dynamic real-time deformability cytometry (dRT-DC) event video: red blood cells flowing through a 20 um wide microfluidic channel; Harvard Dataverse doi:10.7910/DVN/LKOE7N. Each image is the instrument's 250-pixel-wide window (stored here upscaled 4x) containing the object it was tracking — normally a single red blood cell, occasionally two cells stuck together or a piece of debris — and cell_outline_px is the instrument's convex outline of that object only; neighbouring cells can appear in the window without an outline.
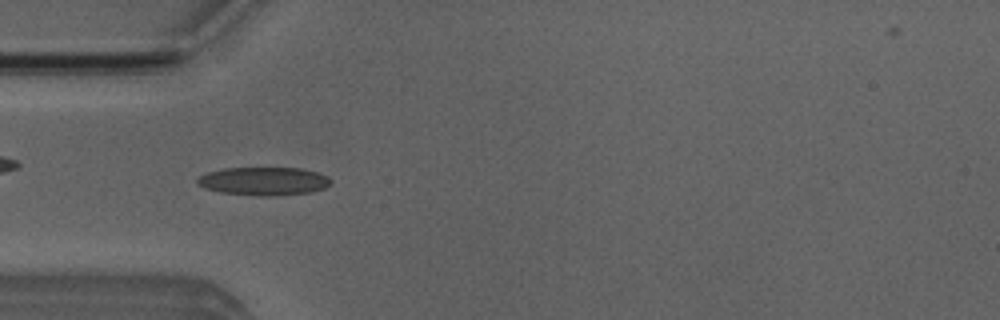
{"species": "Egyptian fruit bat (a non-hibernating species)", "species_latin": "Rousettus aegyptiacus", "temperature_condition": "room temperature", "stored_images_in_passage": 49, "camera_frame_rate_fps": 3000, "um_per_image_px": 0.085, "animal": {"sex": "male"}, "frame": {"image": 1, "passage_image": 14, "time_ms": 4.333, "image_size_px": [1000, 320], "cell_outline_px": [[332, 184], [324, 188], [312, 192], [280, 196], [260, 196], [220, 192], [204, 188], [196, 184], [196, 180], [200, 176], [208, 172], [224, 168], [300, 168], [316, 172], [328, 176], [332, 180]], "centroid_in_image_um": [22.44, 15.41], "position_along_channel_um": 62.6, "area_um2": 22.2}}
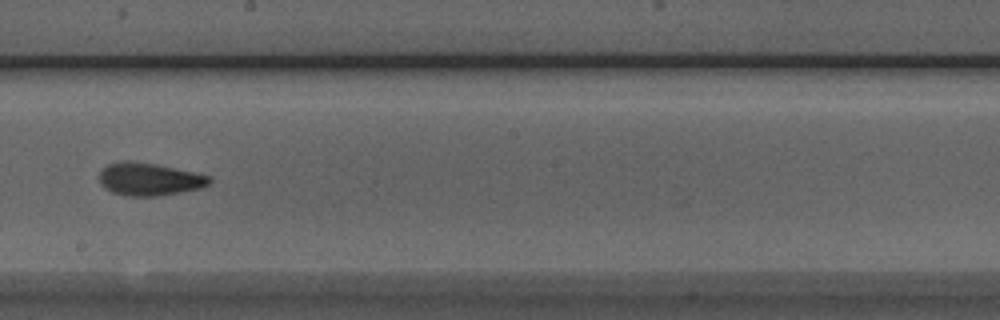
{"frame": {"image": 2, "passage_image": 27, "time_ms": 8.667, "image_size_px": [1000, 320], "cell_outline_px": [[212, 180], [208, 184], [200, 188], [180, 192], [156, 196], [128, 196], [112, 192], [104, 188], [100, 184], [100, 172], [108, 164], [128, 160], [156, 164], [192, 172], [208, 176]], "centroid_in_image_um": [12.65, 15.23], "position_along_channel_um": 235.5, "area_um2": 20.69}}
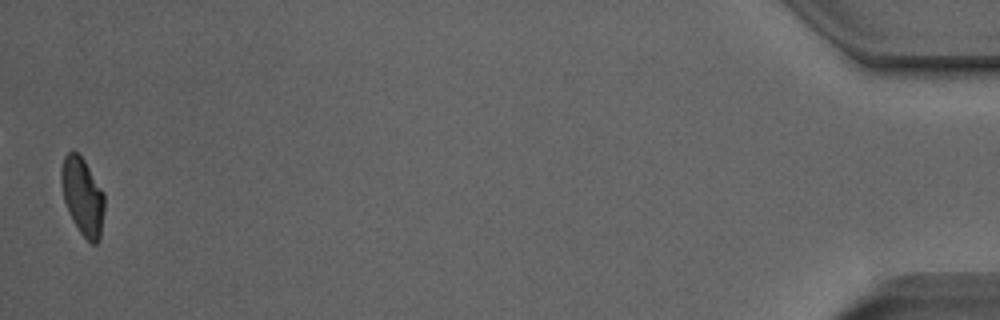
{"frame": {"image": 3, "passage_image": 49, "time_ms": 16.0, "image_size_px": [1000, 320], "cell_outline_px": [[104, 212], [100, 240], [96, 244], [92, 244], [80, 232], [72, 220], [64, 200], [60, 180], [60, 172], [64, 156], [68, 152], [76, 152], [84, 160], [104, 192]], "centroid_in_image_um": [7.02, 16.71], "position_along_channel_um": 428.2, "area_um2": 19.48}, "authors_computed_cell_mechanics": {"area_um2": 20.4612, "velocity_mm_per_s": 4.0096, "shape_relaxation_time_tau1_ms": 5.28, "shape_relaxation_time_tau2_ms": 2.6349, "deformation_change_tau1": 0.1476, "deformation_change_tau2": 0.089}}